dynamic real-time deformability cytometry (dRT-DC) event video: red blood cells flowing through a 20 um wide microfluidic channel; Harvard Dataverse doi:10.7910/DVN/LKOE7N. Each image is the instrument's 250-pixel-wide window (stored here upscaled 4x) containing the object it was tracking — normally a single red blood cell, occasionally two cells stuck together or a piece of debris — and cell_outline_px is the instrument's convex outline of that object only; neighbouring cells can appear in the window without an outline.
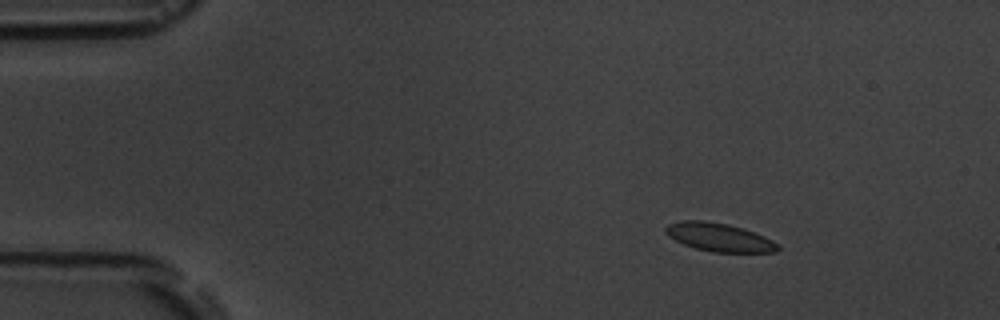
{"species": "common noctule bat (a hibernating species)", "species_latin": "Nyctalus noctula", "temperature_condition": "room temperature", "stored_images_in_passage": 6, "camera_frame_rate_fps": 3000, "um_per_image_px": 0.085, "animal": {"sex": "male", "body_mass_g": 19.5, "forearm_length_mm": 54.6}, "frame": {"image": 1, "passage_image": 3, "time_ms": 2.333, "image_size_px": [1000, 320], "cell_outline_px": [[780, 248], [776, 252], [712, 252], [696, 248], [684, 244], [668, 236], [664, 232], [664, 228], [668, 224], [680, 220], [704, 220], [728, 224], [764, 236], [780, 244]], "centroid_in_image_um": [61.11, 20.16], "position_along_channel_um": 23.9, "area_um2": 18.5}}